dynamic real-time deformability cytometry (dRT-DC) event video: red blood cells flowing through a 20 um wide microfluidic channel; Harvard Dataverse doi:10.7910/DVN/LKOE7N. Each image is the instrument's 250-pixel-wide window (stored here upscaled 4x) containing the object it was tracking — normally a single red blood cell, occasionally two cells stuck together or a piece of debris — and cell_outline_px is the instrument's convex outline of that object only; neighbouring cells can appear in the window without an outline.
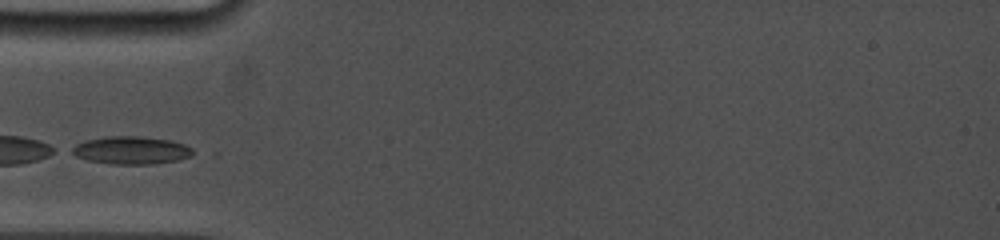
{"species": "common noctule bat (a hibernating species)", "species_latin": "Nyctalus noctula", "temperature_condition": "cold", "stored_images_in_passage": 24, "camera_frame_rate_fps": 5000, "um_per_image_px": 0.085, "animal": {"sex": "female", "body_mass_g": 19.0, "forearm_length_mm": 53.3}, "frame": {"image": 1, "passage_image": 1, "time_ms": 0.0, "image_size_px": [1000, 240], "cell_outline_px": [[192, 156], [176, 160], [152, 164], [112, 164], [88, 160], [76, 156], [68, 152], [68, 148], [84, 140], [108, 136], [140, 136], [168, 140], [184, 144], [192, 148]], "centroid_in_image_um": [11.08, 12.77], "position_along_channel_um": 73.9, "area_um2": 19.65}}
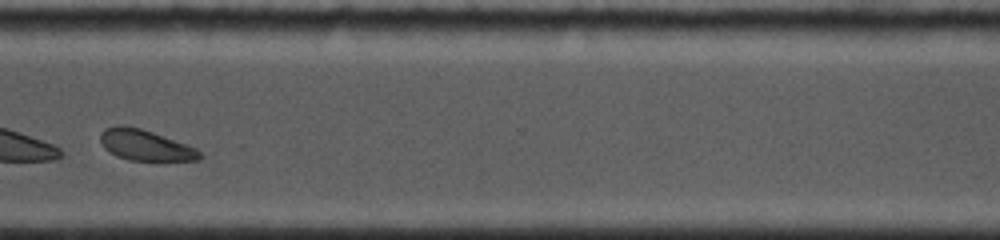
{"frame": {"image": 2, "passage_image": 21, "time_ms": 7.4, "image_size_px": [1000, 240], "cell_outline_px": [[204, 156], [200, 160], [128, 160], [116, 156], [108, 152], [104, 148], [100, 140], [100, 132], [104, 128], [116, 124], [124, 124], [140, 128], [152, 132], [196, 148]], "centroid_in_image_um": [12.29, 12.32], "position_along_channel_um": 358.3, "area_um2": 17.92}}